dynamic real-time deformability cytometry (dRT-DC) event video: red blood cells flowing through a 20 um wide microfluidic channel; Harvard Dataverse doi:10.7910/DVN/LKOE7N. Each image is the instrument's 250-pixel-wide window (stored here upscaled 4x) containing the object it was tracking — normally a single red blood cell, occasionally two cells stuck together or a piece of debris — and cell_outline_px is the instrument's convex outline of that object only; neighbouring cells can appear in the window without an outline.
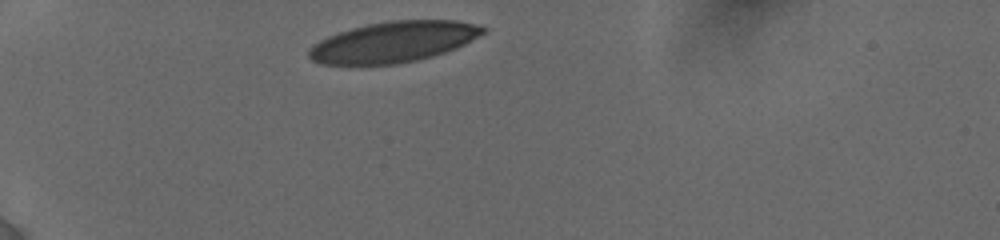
{"species": "human", "species_latin": "Homo sapiens", "temperature_condition": "cold", "stored_images_in_passage": 23, "camera_frame_rate_fps": 3000, "um_per_image_px": 0.085, "donor": {"sex": "female"}, "frame": {"image": 1, "passage_image": 1, "time_ms": 0.0, "image_size_px": [1000, 240], "cell_outline_px": [[488, 32], [456, 48], [432, 56], [416, 60], [396, 64], [320, 64], [312, 60], [308, 56], [308, 48], [312, 44], [328, 36], [352, 28], [368, 24], [392, 20], [456, 20], [480, 24], [488, 28]], "centroid_in_image_um": [33.49, 3.55], "position_along_channel_um": 51.5, "area_um2": 41.44}}
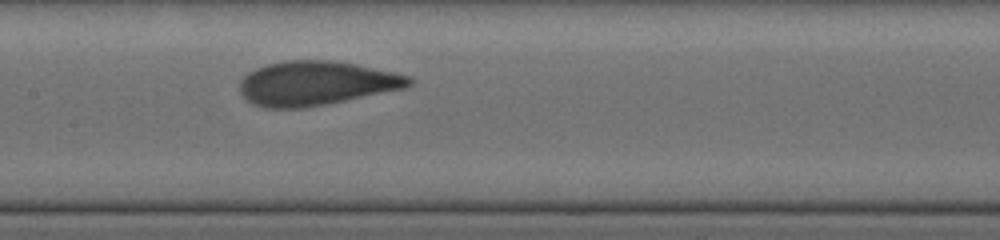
{"frame": {"image": 2, "passage_image": 13, "time_ms": 4.333, "image_size_px": [1000, 240], "cell_outline_px": [[412, 84], [404, 88], [304, 108], [264, 108], [252, 104], [240, 92], [240, 80], [248, 72], [256, 68], [268, 64], [284, 60], [332, 60], [356, 64], [396, 72], [412, 76]], "centroid_in_image_um": [26.86, 7.06], "position_along_channel_um": 180.5, "area_um2": 43.58}}
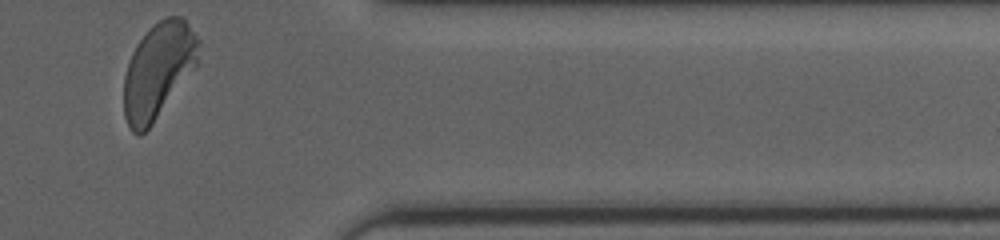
{"frame": {"image": 3, "passage_image": 23, "time_ms": 10.333, "image_size_px": [1000, 240], "cell_outline_px": [[200, 44], [196, 64], [152, 124], [140, 136], [132, 132], [124, 116], [124, 76], [132, 52], [136, 44], [148, 28], [152, 24], [168, 16], [180, 16], [188, 24], [200, 40]], "centroid_in_image_um": [13.42, 5.97], "position_along_channel_um": 398.0, "area_um2": 41.04}, "authors_computed_cell_mechanics": {"area_um2": 43.5812, "velocity_mm_per_s": 3.8302, "shape_relaxation_time_tau1_ms": 2.9477, "shape_relaxation_time_tau2_ms": 0.7515, "deformation_change_tau1": 0.164, "deformation_change_tau2": 0.0721}}